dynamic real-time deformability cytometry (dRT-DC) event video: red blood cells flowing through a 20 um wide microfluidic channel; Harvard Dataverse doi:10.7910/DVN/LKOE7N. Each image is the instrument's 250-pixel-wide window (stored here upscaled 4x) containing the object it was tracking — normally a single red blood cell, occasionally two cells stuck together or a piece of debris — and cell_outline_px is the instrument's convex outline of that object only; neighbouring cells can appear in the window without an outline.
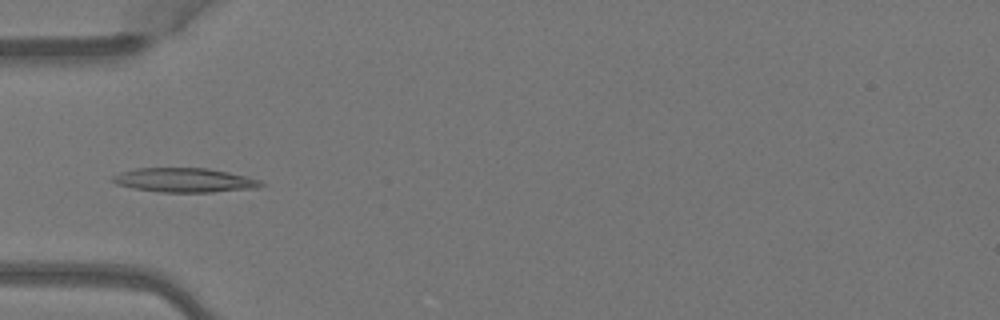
{"species": "Egyptian fruit bat (a non-hibernating species)", "species_latin": "Rousettus aegyptiacus", "temperature_condition": "warm", "stored_images_in_passage": 4, "camera_frame_rate_fps": 3000, "um_per_image_px": 0.085, "animal": {"sex": "female"}, "frame": {"image": 1, "passage_image": 4, "time_ms": 1.0, "image_size_px": [1000, 320], "cell_outline_px": [[264, 184], [260, 188], [212, 192], [160, 192], [132, 188], [116, 184], [108, 180], [112, 176], [120, 172], [136, 168], [208, 168], [228, 172], [260, 180]], "centroid_in_image_um": [15.64, 15.31], "position_along_channel_um": 69.4, "area_um2": 21.1}}